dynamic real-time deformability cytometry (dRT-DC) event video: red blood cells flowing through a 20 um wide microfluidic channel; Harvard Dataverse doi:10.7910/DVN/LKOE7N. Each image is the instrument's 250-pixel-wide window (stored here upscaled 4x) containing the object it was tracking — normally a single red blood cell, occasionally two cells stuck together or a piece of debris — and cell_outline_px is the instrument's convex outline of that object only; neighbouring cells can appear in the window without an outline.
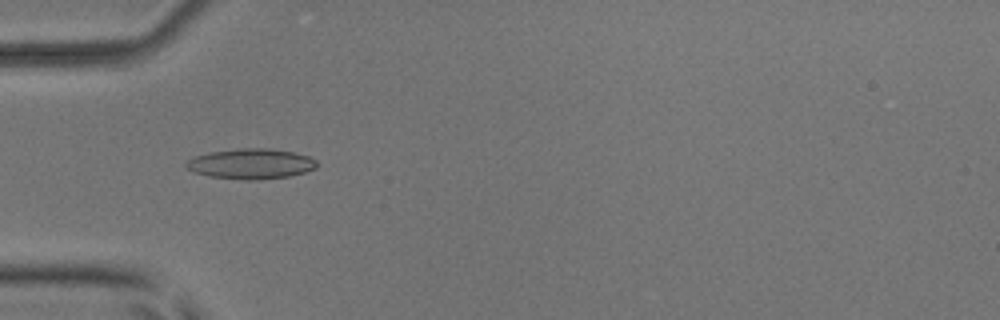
{"species": "common noctule bat (a hibernating species)", "species_latin": "Nyctalus noctula", "temperature_condition": "room temperature", "stored_images_in_passage": 52, "camera_frame_rate_fps": 3000, "um_per_image_px": 0.085, "animal": {"sex": "male", "body_mass_g": 17.9, "forearm_length_mm": 54.2}, "frame": {"image": 1, "passage_image": 17, "time_ms": 5.333, "image_size_px": [1000, 320], "cell_outline_px": [[316, 168], [304, 172], [288, 176], [256, 180], [244, 180], [208, 176], [192, 172], [184, 164], [188, 160], [196, 156], [208, 152], [240, 148], [268, 148], [292, 152], [308, 156], [316, 160]], "centroid_in_image_um": [21.3, 13.92], "position_along_channel_um": 63.7, "area_um2": 23.0}}
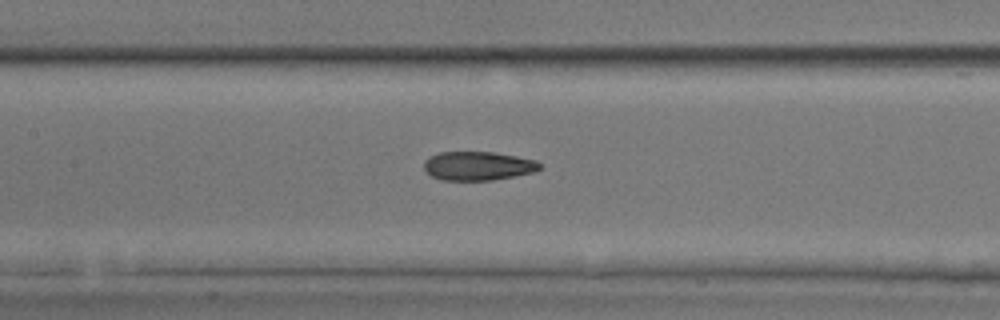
{"frame": {"image": 2, "passage_image": 25, "time_ms": 8.0, "image_size_px": [1000, 320], "cell_outline_px": [[540, 168], [532, 172], [492, 180], [440, 180], [424, 172], [424, 160], [428, 156], [440, 152], [492, 152], [516, 156], [536, 160], [540, 164]], "centroid_in_image_um": [40.55, 14.1], "position_along_channel_um": 166.8, "area_um2": 19.42}}
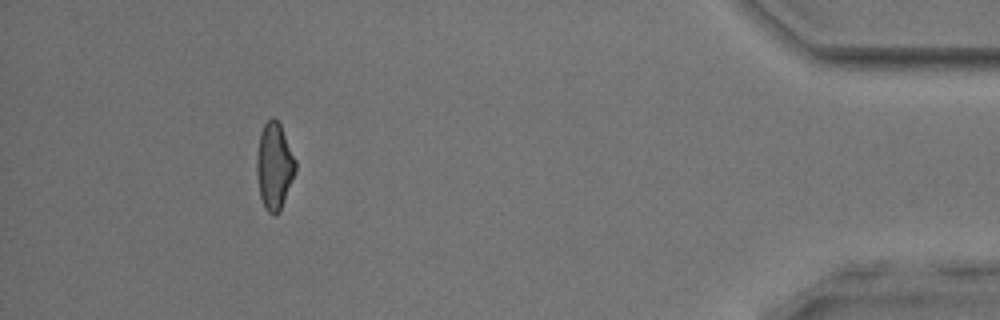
{"frame": {"image": 3, "passage_image": 48, "time_ms": 15.667, "image_size_px": [1000, 320], "cell_outline_px": [[296, 172], [280, 212], [276, 216], [268, 212], [264, 208], [260, 196], [256, 172], [256, 156], [260, 132], [264, 124], [272, 116], [280, 124], [296, 160]], "centroid_in_image_um": [23.31, 14.15], "position_along_channel_um": 411.9, "area_um2": 19.83}, "authors_computed_cell_mechanics": {"area_um2": 20.2589, "velocity_mm_per_s": 3.9462, "shape_relaxation_time_tau1_ms": 10.7871, "shape_relaxation_time_tau2_ms": 1.9317, "deformation_change_tau1": 0.2566, "deformation_change_tau2": 0.0805}}